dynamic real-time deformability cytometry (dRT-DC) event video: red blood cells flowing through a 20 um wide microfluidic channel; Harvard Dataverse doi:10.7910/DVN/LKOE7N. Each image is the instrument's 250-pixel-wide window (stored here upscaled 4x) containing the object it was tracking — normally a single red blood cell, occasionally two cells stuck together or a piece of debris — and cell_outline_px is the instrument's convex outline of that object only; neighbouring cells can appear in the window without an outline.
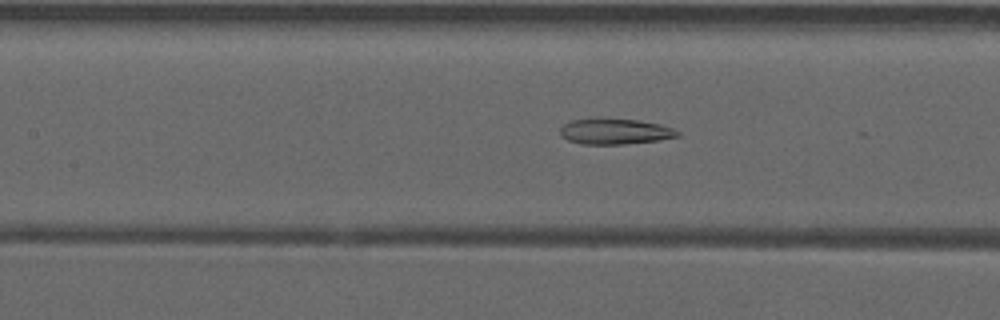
{"species": "common noctule bat (a hibernating species)", "species_latin": "Nyctalus noctula", "temperature_condition": "warm", "stored_images_in_passage": 48, "camera_frame_rate_fps": 3000, "um_per_image_px": 0.085, "animal": {"sex": "male", "forearm_length_mm": 52.5}, "frame": {"image": 1, "passage_image": 20, "time_ms": 6.333, "image_size_px": [1000, 320], "cell_outline_px": [[680, 136], [660, 140], [624, 144], [580, 144], [568, 140], [560, 136], [560, 128], [564, 124], [572, 120], [596, 116], [600, 116], [636, 120], [660, 124], [672, 128], [680, 132]], "centroid_in_image_um": [52.23, 11.14], "position_along_channel_um": 155.2, "area_um2": 18.15}}
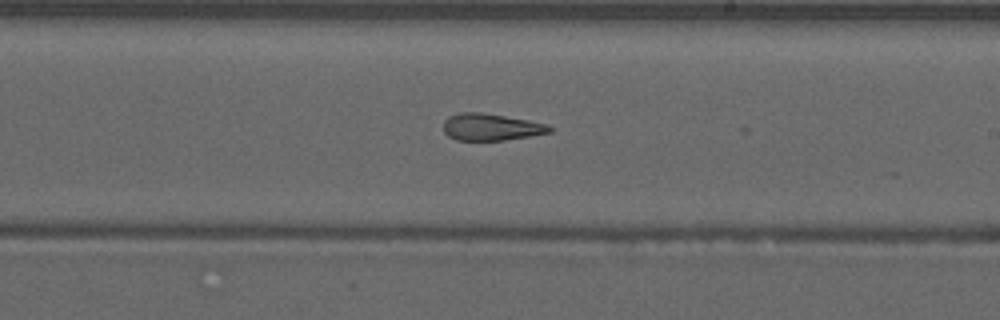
{"frame": {"image": 2, "passage_image": 27, "time_ms": 8.667, "image_size_px": [1000, 320], "cell_outline_px": [[552, 132], [532, 136], [504, 140], [456, 140], [448, 136], [444, 132], [444, 120], [448, 116], [460, 112], [480, 112], [528, 120], [548, 124], [552, 128]], "centroid_in_image_um": [41.74, 10.8], "position_along_channel_um": 247.3, "area_um2": 16.7}}
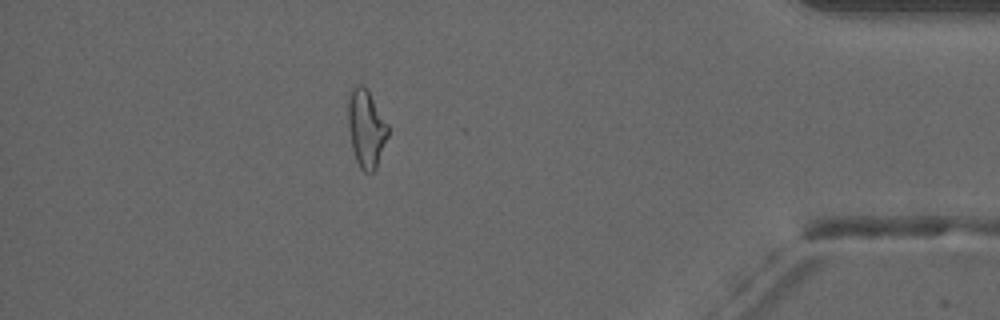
{"frame": {"image": 3, "passage_image": 42, "time_ms": 13.667, "image_size_px": [1000, 320], "cell_outline_px": [[388, 136], [376, 168], [372, 172], [364, 172], [360, 168], [356, 160], [352, 148], [348, 128], [348, 100], [352, 88], [356, 84], [364, 84], [368, 88], [388, 124]], "centroid_in_image_um": [31.12, 10.88], "position_along_channel_um": 404.1, "area_um2": 18.26}, "authors_computed_cell_mechanics": {"area_um2": 18.1781, "velocity_mm_per_s": 3.9652, "shape_relaxation_time_tau1_ms": null, "shape_relaxation_time_tau2_ms": 3.5656, "deformation_change_tau1": null, "deformation_change_tau2": 0.1418}}